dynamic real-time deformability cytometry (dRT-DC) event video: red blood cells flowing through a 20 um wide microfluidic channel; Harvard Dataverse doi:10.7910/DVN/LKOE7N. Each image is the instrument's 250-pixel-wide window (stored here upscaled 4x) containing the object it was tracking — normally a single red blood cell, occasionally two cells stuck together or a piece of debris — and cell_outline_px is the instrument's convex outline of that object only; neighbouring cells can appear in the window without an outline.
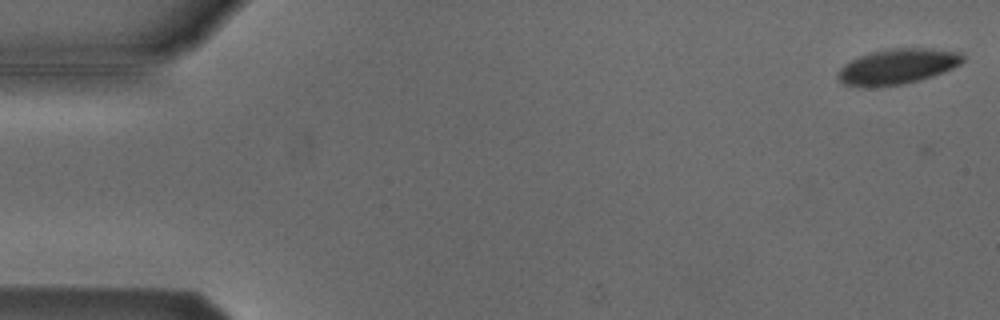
{"species": "Egyptian fruit bat (a non-hibernating species)", "species_latin": "Rousettus aegyptiacus", "temperature_condition": "cold", "stored_images_in_passage": 6, "camera_frame_rate_fps": 3000, "um_per_image_px": 0.085, "animal": {"sex": "male"}, "frame": {"image": 1, "passage_image": 1, "time_ms": 0.0, "image_size_px": [1000, 320], "cell_outline_px": [[964, 60], [960, 64], [944, 72], [920, 80], [904, 84], [868, 88], [860, 88], [844, 84], [836, 76], [836, 72], [844, 64], [860, 56], [872, 52], [888, 48], [932, 48], [964, 52]], "centroid_in_image_um": [76.28, 5.66], "position_along_channel_um": 8.7, "area_um2": 26.18}}